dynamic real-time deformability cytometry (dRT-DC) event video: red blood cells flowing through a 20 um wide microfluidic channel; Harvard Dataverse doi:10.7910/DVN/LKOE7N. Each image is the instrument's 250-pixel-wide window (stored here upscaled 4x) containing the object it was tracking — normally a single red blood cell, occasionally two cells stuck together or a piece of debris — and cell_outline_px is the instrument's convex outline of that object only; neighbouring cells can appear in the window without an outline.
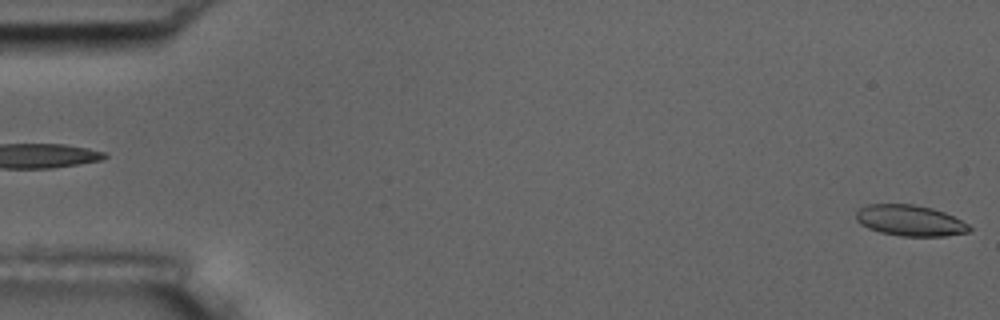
{"species": "common noctule bat (a hibernating species)", "species_latin": "Nyctalus noctula", "temperature_condition": "room temperature", "stored_images_in_passage": 4, "segment_of_instrument_passage": [2, 2], "camera_frame_rate_fps": 3000, "um_per_image_px": 0.085, "animal": {"sex": "male", "body_mass_g": 17.5, "forearm_length_mm": 52.3}, "frame": {"image": 1, "passage_image": 4, "time_ms": 4.333, "image_size_px": [1000, 320], "cell_outline_px": [[972, 228], [968, 232], [944, 236], [900, 236], [880, 232], [868, 228], [860, 224], [856, 220], [856, 212], [860, 208], [868, 204], [912, 204], [932, 208], [944, 212], [968, 224]], "centroid_in_image_um": [77.33, 18.74], "position_along_channel_um": 7.7, "area_um2": 20.35}}